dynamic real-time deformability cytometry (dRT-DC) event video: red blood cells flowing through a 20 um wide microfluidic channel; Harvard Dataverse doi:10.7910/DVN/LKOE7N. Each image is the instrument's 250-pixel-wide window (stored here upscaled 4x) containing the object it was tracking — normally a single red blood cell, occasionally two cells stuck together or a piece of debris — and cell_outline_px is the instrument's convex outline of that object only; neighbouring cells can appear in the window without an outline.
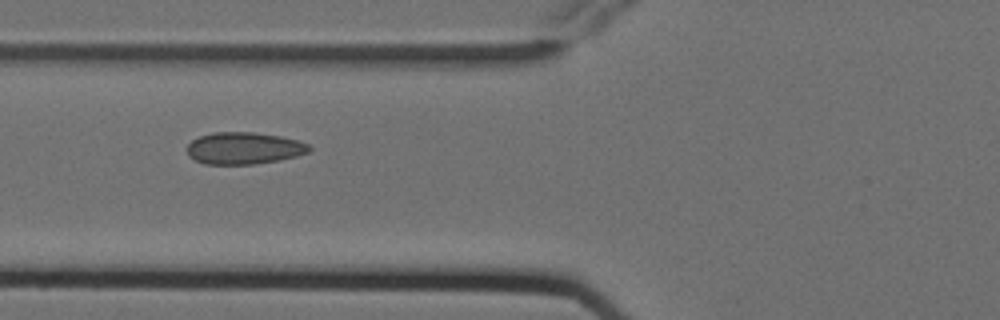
{"species": "Egyptian fruit bat (a non-hibernating species)", "species_latin": "Rousettus aegyptiacus", "temperature_condition": "cold", "stored_images_in_passage": 6, "camera_frame_rate_fps": 3000, "um_per_image_px": 0.085, "animal": {"sex": "female"}, "frame": {"image": 1, "passage_image": 3, "time_ms": 0.667, "image_size_px": [1000, 320], "cell_outline_px": [[312, 148], [308, 152], [296, 156], [280, 160], [252, 164], [204, 164], [188, 156], [188, 144], [192, 140], [200, 136], [212, 132], [252, 132], [280, 136], [296, 140], [308, 144]], "centroid_in_image_um": [20.73, 12.6], "position_along_channel_um": 105.1, "area_um2": 22.66}}
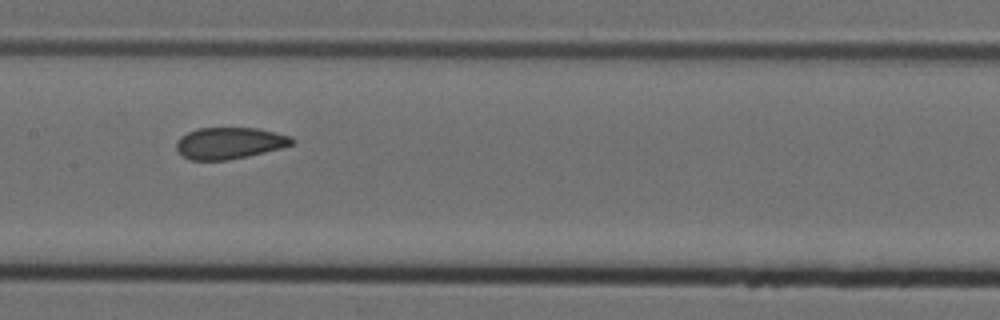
{"frame": {"image": 2, "passage_image": 5, "time_ms": 1.333, "image_size_px": [1000, 320], "cell_outline_px": [[296, 140], [292, 144], [280, 148], [248, 156], [228, 160], [188, 160], [180, 156], [176, 148], [176, 140], [180, 136], [196, 128], [256, 128], [292, 136]], "centroid_in_image_um": [19.46, 12.17], "position_along_channel_um": 187.9, "area_um2": 21.44}}
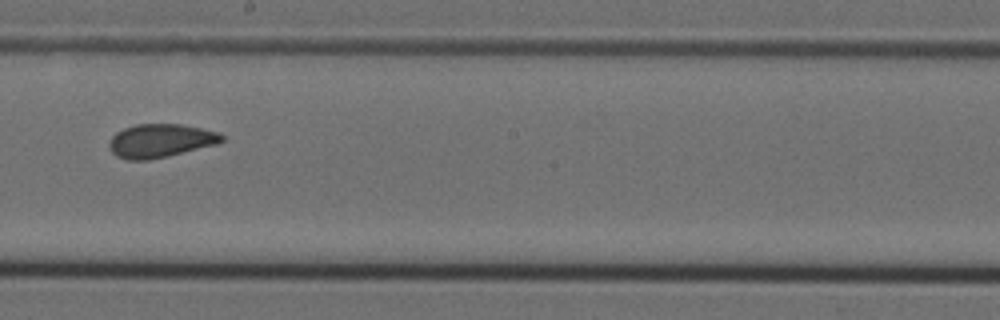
{"frame": {"image": 3, "passage_image": 6, "time_ms": 1.667, "image_size_px": [1000, 320], "cell_outline_px": [[224, 140], [216, 144], [168, 156], [148, 160], [128, 160], [116, 156], [108, 148], [108, 140], [116, 132], [124, 128], [136, 124], [180, 124], [200, 128], [216, 132], [224, 136]], "centroid_in_image_um": [13.58, 11.96], "position_along_channel_um": 234.6, "area_um2": 21.96}}